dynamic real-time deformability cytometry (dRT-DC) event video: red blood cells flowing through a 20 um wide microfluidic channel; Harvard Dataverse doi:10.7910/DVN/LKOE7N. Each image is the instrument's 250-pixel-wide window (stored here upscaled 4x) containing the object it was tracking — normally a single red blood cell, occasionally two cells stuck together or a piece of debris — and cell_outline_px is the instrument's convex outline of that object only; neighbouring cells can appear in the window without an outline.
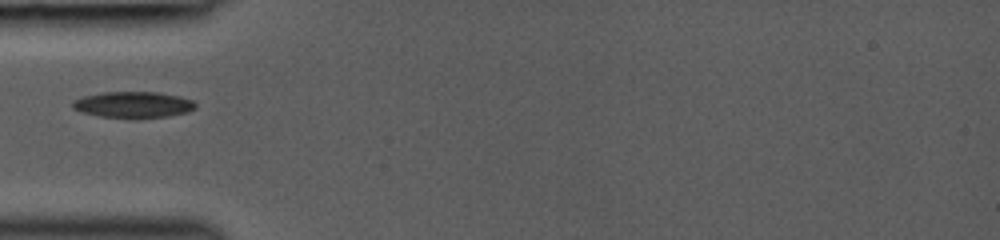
{"species": "common noctule bat (a hibernating species)", "species_latin": "Nyctalus noctula", "temperature_condition": "room temperature", "stored_images_in_passage": 5, "camera_frame_rate_fps": 3000, "um_per_image_px": 0.085, "animal": {"sex": "female", "body_mass_g": 19.0, "forearm_length_mm": 53.3}, "frame": {"image": 1, "passage_image": 1, "time_ms": 0.0, "image_size_px": [1000, 240], "cell_outline_px": [[196, 108], [188, 112], [168, 116], [140, 120], [100, 116], [80, 112], [72, 108], [72, 100], [84, 96], [104, 92], [156, 92], [180, 96], [192, 100], [196, 104]], "centroid_in_image_um": [11.33, 8.92], "position_along_channel_um": 73.7, "area_um2": 19.25}}